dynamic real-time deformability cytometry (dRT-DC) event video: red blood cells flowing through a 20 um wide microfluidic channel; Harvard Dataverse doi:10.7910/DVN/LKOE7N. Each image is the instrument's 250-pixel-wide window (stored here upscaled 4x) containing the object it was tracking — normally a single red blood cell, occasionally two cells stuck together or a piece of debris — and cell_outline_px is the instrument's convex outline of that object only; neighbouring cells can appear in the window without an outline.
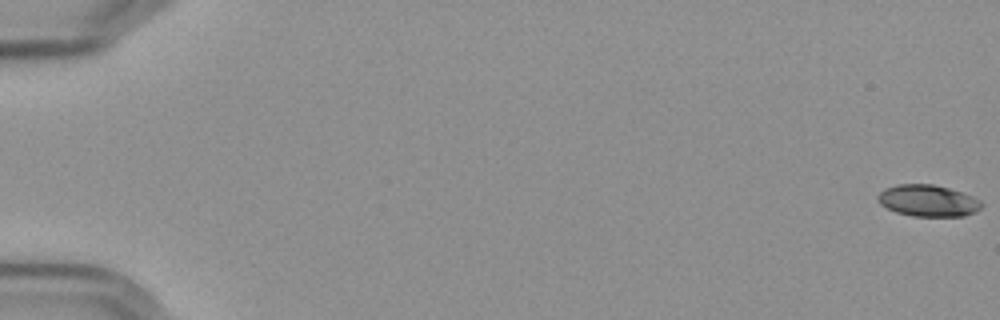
{"species": "Egyptian fruit bat (a non-hibernating species)", "species_latin": "Rousettus aegyptiacus", "temperature_condition": "cold", "stored_images_in_passage": 6, "camera_frame_rate_fps": 3000, "um_per_image_px": 0.085, "frame": {"image": 1, "passage_image": 1, "time_ms": 0.0, "image_size_px": [1000, 320], "cell_outline_px": [[984, 204], [976, 212], [964, 216], [912, 216], [896, 212], [880, 204], [876, 200], [876, 196], [884, 188], [896, 184], [932, 184], [948, 188], [972, 196], [980, 200]], "centroid_in_image_um": [78.86, 17.06], "position_along_channel_um": 6.1, "area_um2": 19.19}}
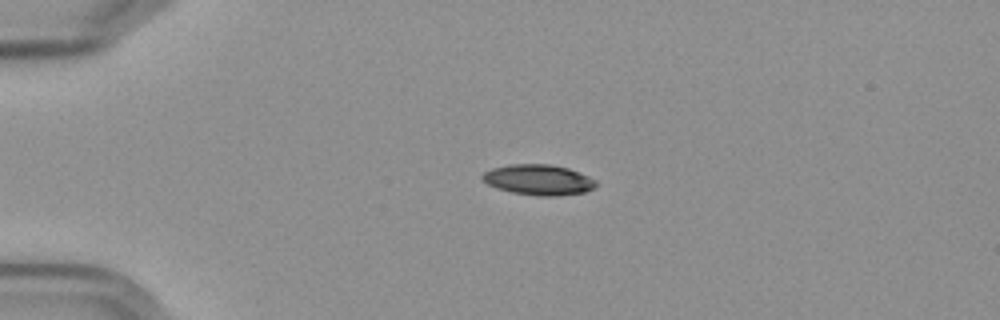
{"frame": {"image": 2, "passage_image": 5, "time_ms": 4.667, "image_size_px": [1000, 320], "cell_outline_px": [[596, 184], [592, 188], [584, 192], [556, 196], [536, 196], [512, 192], [496, 188], [488, 184], [480, 176], [484, 172], [492, 168], [508, 164], [552, 164], [568, 168], [588, 176], [596, 180]], "centroid_in_image_um": [45.75, 15.27], "position_along_channel_um": 39.3, "area_um2": 20.17}}